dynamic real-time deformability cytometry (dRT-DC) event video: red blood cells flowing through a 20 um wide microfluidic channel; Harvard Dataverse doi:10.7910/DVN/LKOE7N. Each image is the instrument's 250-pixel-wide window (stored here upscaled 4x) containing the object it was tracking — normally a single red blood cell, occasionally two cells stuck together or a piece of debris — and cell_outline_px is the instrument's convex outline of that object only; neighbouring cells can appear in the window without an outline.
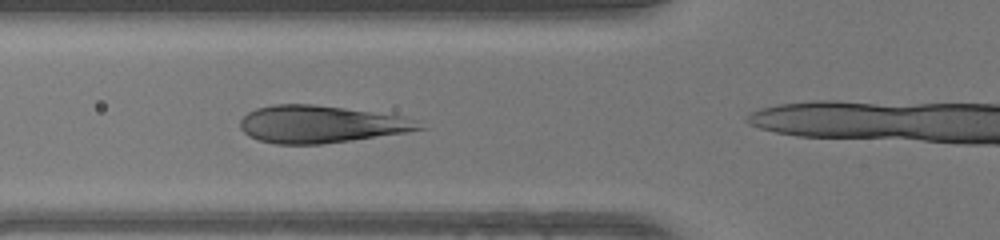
{"species": "human", "species_latin": "Homo sapiens", "temperature_condition": "warm", "stored_images_in_passage": 15, "camera_frame_rate_fps": 3000, "um_per_image_px": 0.085, "donor": {"sex": "female"}, "frame": {"image": 1, "passage_image": 11, "time_ms": 3.333, "image_size_px": [1000, 240], "cell_outline_px": [[428, 128], [408, 132], [352, 140], [320, 144], [276, 144], [260, 140], [248, 136], [240, 128], [240, 120], [248, 112], [256, 108], [272, 104], [312, 104], [344, 108], [404, 116], [420, 120]], "centroid_in_image_um": [27.31, 10.55], "position_along_channel_um": 98.5, "area_um2": 39.19}}